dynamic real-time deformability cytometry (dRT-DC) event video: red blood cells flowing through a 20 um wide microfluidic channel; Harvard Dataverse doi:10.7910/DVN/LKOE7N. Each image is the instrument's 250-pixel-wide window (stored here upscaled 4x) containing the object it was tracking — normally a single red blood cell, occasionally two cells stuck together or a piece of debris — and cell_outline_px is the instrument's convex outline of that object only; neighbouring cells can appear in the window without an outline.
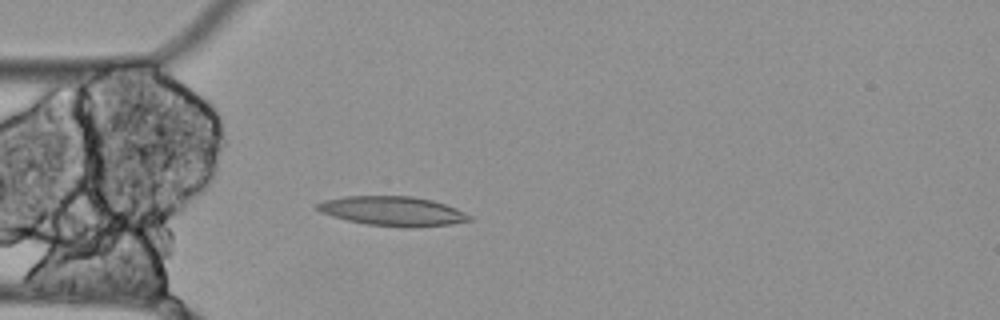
{"species": "Egyptian fruit bat (a non-hibernating species)", "species_latin": "Rousettus aegyptiacus", "temperature_condition": "cold", "stored_images_in_passage": 57, "camera_frame_rate_fps": 3000, "um_per_image_px": 0.085, "animal": {"sex": "female"}, "frame": {"image": 1, "passage_image": 16, "time_ms": 5.0, "image_size_px": [1000, 320], "cell_outline_px": [[472, 220], [452, 224], [412, 228], [404, 228], [368, 224], [348, 220], [332, 216], [320, 212], [316, 208], [316, 204], [324, 200], [344, 196], [412, 196], [432, 200], [456, 208], [472, 216]], "centroid_in_image_um": [33.4, 17.95], "position_along_channel_um": 51.6, "area_um2": 26.18}}
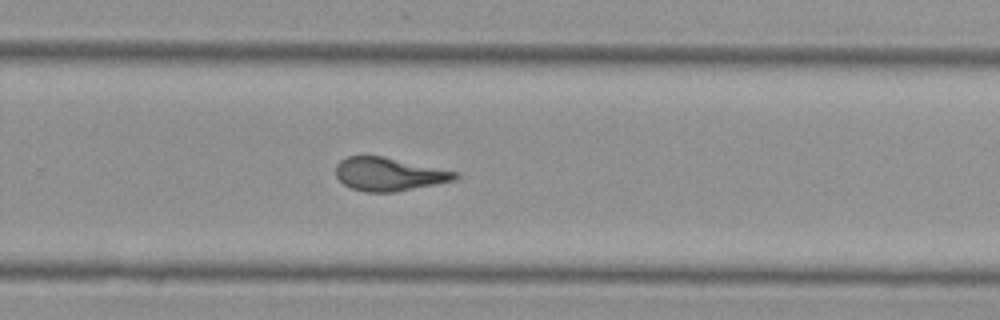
{"frame": {"image": 2, "passage_image": 37, "time_ms": 12.0, "image_size_px": [1000, 320], "cell_outline_px": [[460, 176], [456, 180], [396, 192], [364, 192], [352, 188], [344, 184], [336, 176], [336, 164], [340, 160], [348, 156], [384, 156], [460, 172]], "centroid_in_image_um": [33.09, 14.8], "position_along_channel_um": 296.7, "area_um2": 23.35}}
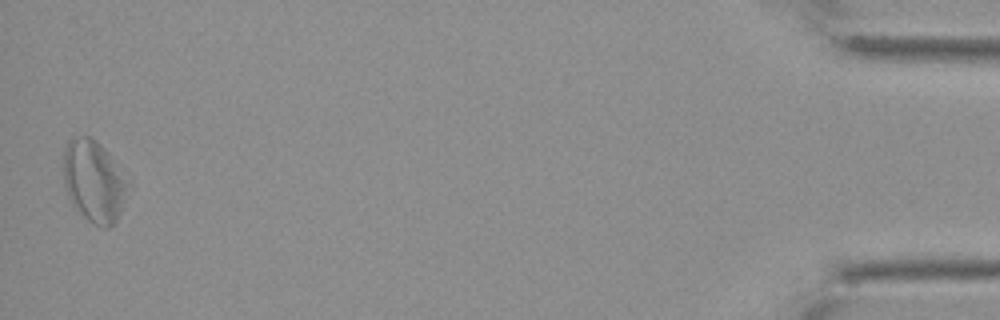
{"frame": {"image": 3, "passage_image": 56, "time_ms": 18.333, "image_size_px": [1000, 320], "cell_outline_px": [[124, 184], [120, 212], [116, 220], [108, 228], [100, 228], [92, 224], [72, 204], [68, 196], [64, 184], [64, 148], [68, 140], [80, 136], [88, 136], [96, 140], [108, 152]], "centroid_in_image_um": [7.87, 15.4], "position_along_channel_um": 427.3, "area_um2": 29.3}, "authors_computed_cell_mechanics": {"area_um2": 25.5476, "velocity_mm_per_s": 3.4715, "shape_relaxation_time_tau1_ms": null, "shape_relaxation_time_tau2_ms": 2.2611, "deformation_change_tau1": null, "deformation_change_tau2": 0.0937}}